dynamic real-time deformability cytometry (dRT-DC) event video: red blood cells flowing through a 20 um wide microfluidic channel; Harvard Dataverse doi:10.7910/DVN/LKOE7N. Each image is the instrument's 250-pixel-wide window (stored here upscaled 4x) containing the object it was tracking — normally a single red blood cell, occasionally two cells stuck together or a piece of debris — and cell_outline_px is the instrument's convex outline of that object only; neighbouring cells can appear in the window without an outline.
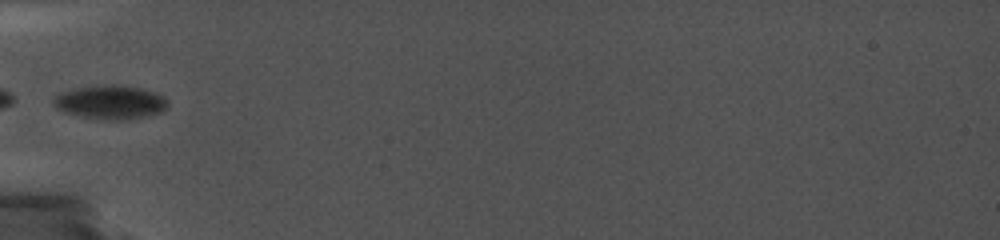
{"species": "common noctule bat (a hibernating species)", "species_latin": "Nyctalus noctula", "temperature_condition": "cold", "stored_images_in_passage": 6, "camera_frame_rate_fps": 5000, "um_per_image_px": 0.085, "animal": {"sex": "female", "body_mass_g": 19.0, "forearm_length_mm": 56.7}, "frame": {"image": 1, "passage_image": 1, "time_ms": 0.0, "image_size_px": [1000, 240], "cell_outline_px": [[168, 104], [160, 112], [144, 116], [120, 120], [112, 120], [84, 116], [64, 112], [56, 108], [52, 104], [52, 100], [60, 92], [72, 88], [108, 84], [116, 84], [140, 88], [156, 92], [164, 96], [168, 100]], "centroid_in_image_um": [9.36, 8.66], "position_along_channel_um": 75.6, "area_um2": 22.43}}